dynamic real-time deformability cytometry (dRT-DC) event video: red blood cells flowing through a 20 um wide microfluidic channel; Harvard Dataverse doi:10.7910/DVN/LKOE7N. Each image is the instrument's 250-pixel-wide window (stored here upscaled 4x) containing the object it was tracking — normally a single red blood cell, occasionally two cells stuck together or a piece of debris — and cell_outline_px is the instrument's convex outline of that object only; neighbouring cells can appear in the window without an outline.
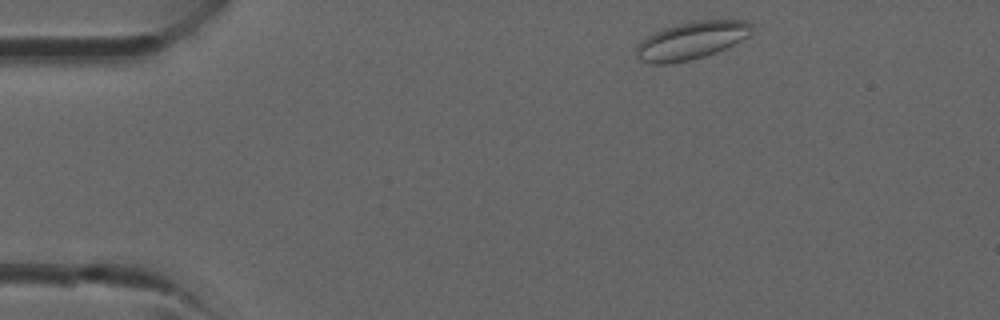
{"species": "common noctule bat (a hibernating species)", "species_latin": "Nyctalus noctula", "temperature_condition": "room temperature", "stored_images_in_passage": 34, "camera_frame_rate_fps": 3000, "um_per_image_px": 0.085, "animal": {"sex": "male", "forearm_length_mm": 52.5}, "frame": {"image": 1, "passage_image": 1, "time_ms": 0.0, "image_size_px": [1000, 320], "cell_outline_px": [[752, 32], [748, 36], [716, 52], [692, 60], [668, 64], [652, 64], [640, 60], [636, 56], [636, 48], [640, 40], [664, 28], [676, 24], [696, 20], [744, 20], [752, 24]], "centroid_in_image_um": [58.74, 3.44], "position_along_channel_um": 26.3, "area_um2": 25.26}}
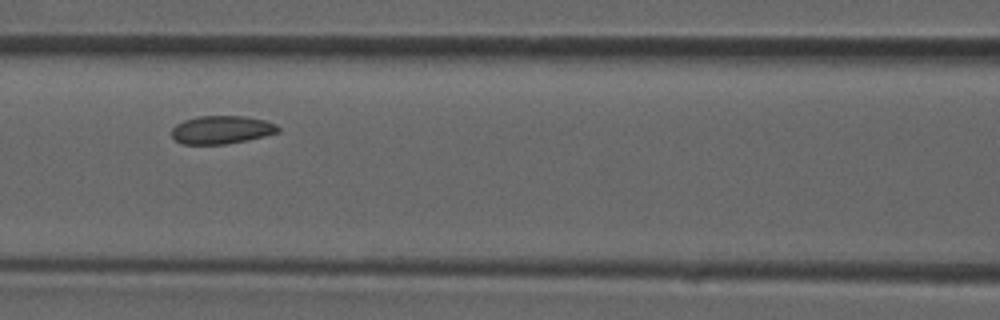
{"frame": {"image": 2, "passage_image": 12, "time_ms": 3.667, "image_size_px": [1000, 320], "cell_outline_px": [[280, 132], [248, 140], [224, 144], [180, 144], [172, 136], [172, 128], [176, 124], [184, 120], [200, 116], [244, 116], [264, 120], [276, 124], [280, 128]], "centroid_in_image_um": [18.84, 11.03], "position_along_channel_um": 147.8, "area_um2": 17.46}}
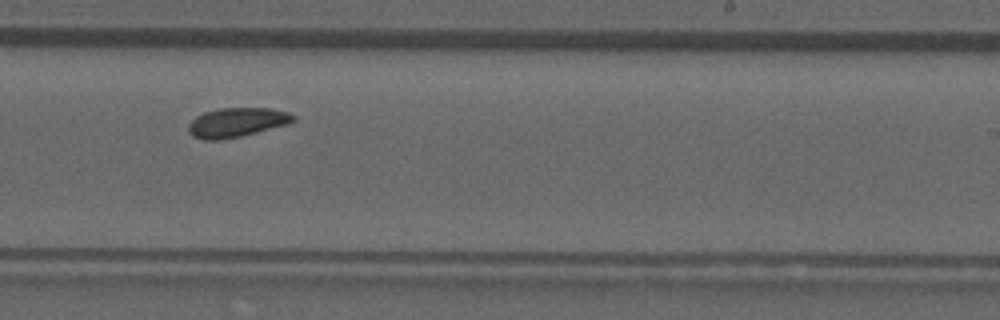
{"frame": {"image": 3, "passage_image": 19, "time_ms": 6.0, "image_size_px": [1000, 320], "cell_outline_px": [[296, 120], [288, 124], [240, 136], [220, 140], [204, 140], [192, 136], [188, 132], [188, 124], [196, 116], [204, 112], [220, 108], [272, 108], [288, 112], [296, 116]], "centroid_in_image_um": [20.12, 10.4], "position_along_channel_um": 268.9, "area_um2": 17.98}}